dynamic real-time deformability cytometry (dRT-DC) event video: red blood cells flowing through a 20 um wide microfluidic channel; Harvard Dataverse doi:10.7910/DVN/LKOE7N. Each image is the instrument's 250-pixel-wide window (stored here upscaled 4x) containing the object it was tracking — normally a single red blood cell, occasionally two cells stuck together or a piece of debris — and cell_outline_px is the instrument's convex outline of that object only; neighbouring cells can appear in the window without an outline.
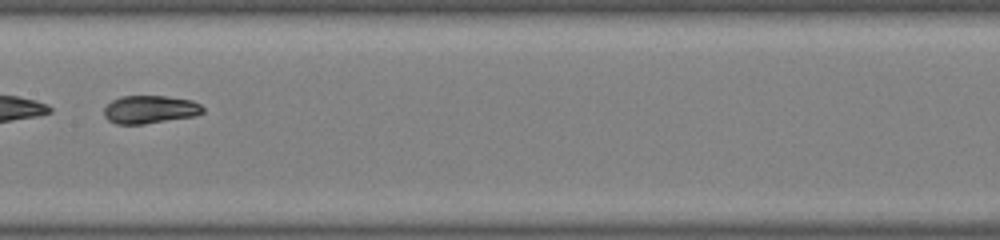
{"species": "common noctule bat (a hibernating species)", "species_latin": "Nyctalus noctula", "temperature_condition": "warm", "stored_images_in_passage": 32, "camera_frame_rate_fps": 3000, "um_per_image_px": 0.085, "animal": {"sex": "male", "body_mass_g": 19.0, "forearm_length_mm": 50.8}, "frame": {"image": 1, "passage_image": 10, "time_ms": 3.0, "image_size_px": [1000, 240], "cell_outline_px": [[204, 112], [196, 116], [144, 124], [116, 124], [108, 120], [104, 116], [104, 108], [112, 100], [120, 96], [164, 96], [192, 100], [200, 104], [204, 108]], "centroid_in_image_um": [12.75, 9.31], "position_along_channel_um": 194.6, "area_um2": 16.24}}
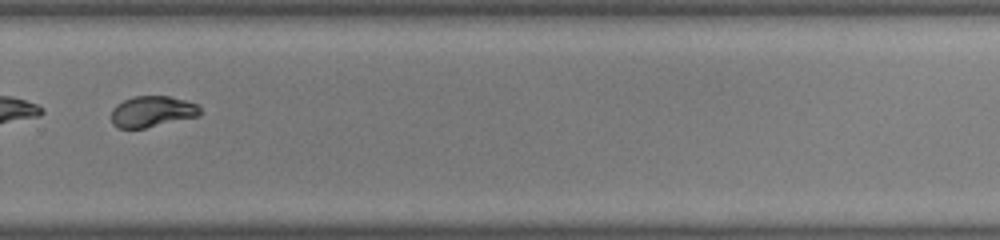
{"frame": {"image": 2, "passage_image": 19, "time_ms": 6.0, "image_size_px": [1000, 240], "cell_outline_px": [[200, 116], [144, 128], [120, 128], [112, 124], [112, 108], [116, 104], [132, 96], [168, 96], [184, 100], [196, 104], [200, 108]], "centroid_in_image_um": [12.92, 9.48], "position_along_channel_um": 316.9, "area_um2": 16.01}, "authors_computed_cell_mechanics": {"area_um2": 16.5886, "velocity_mm_per_s": 4.076, "shape_relaxation_time_tau1_ms": 6.8007, "shape_relaxation_time_tau2_ms": 1.2273, "deformation_change_tau1": 0.2407, "deformation_change_tau2": 0.0471}}